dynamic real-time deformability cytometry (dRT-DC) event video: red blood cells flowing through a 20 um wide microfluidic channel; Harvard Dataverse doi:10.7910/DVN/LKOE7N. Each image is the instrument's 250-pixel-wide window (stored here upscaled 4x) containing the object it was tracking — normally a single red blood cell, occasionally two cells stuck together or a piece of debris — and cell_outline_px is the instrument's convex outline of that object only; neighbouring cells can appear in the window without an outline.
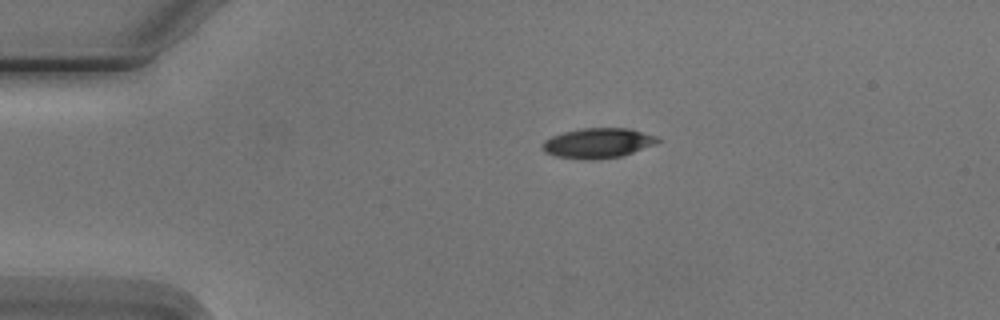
{"species": "Egyptian fruit bat (a non-hibernating species)", "species_latin": "Rousettus aegyptiacus", "temperature_condition": "cold", "stored_images_in_passage": 3, "camera_frame_rate_fps": 3000, "um_per_image_px": 0.085, "animal": {"sex": "male"}, "frame": {"image": 1, "passage_image": 1, "time_ms": 0.0, "image_size_px": [1000, 320], "cell_outline_px": [[660, 140], [656, 144], [620, 156], [600, 160], [580, 160], [556, 156], [544, 152], [540, 148], [540, 144], [544, 140], [552, 136], [564, 132], [584, 128], [628, 128], [656, 136]], "centroid_in_image_um": [50.76, 12.18], "position_along_channel_um": 34.2, "area_um2": 20.29}}
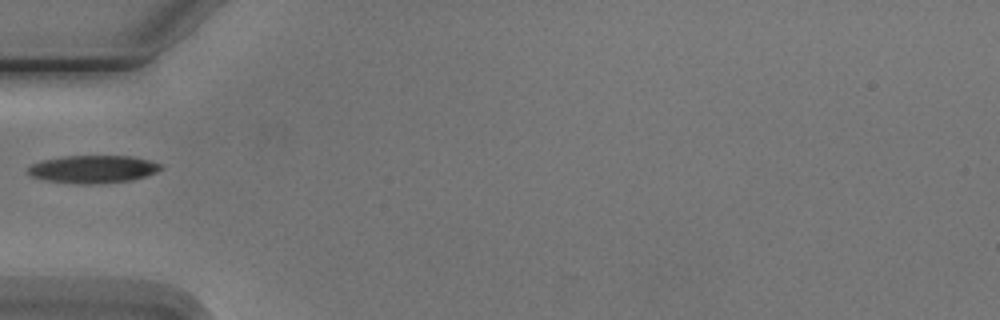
{"frame": {"image": 2, "passage_image": 3, "time_ms": 2.333, "image_size_px": [1000, 320], "cell_outline_px": [[164, 168], [156, 172], [132, 180], [96, 184], [76, 184], [44, 180], [32, 176], [28, 172], [28, 168], [32, 164], [44, 160], [64, 156], [132, 156], [164, 164]], "centroid_in_image_um": [7.94, 14.38], "position_along_channel_um": 77.1, "area_um2": 21.5}}